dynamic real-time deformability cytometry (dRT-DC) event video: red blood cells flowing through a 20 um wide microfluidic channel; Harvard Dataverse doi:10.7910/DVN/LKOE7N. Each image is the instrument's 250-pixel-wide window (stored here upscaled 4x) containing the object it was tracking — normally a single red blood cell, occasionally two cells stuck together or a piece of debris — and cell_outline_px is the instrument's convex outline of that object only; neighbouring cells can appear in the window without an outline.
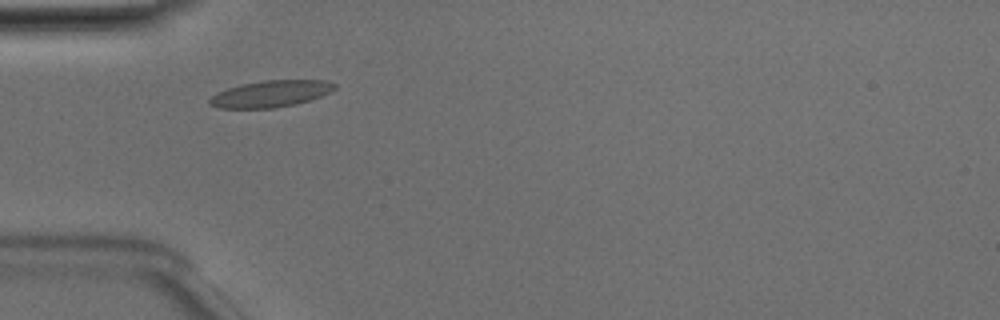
{"species": "Egyptian fruit bat (a non-hibernating species)", "species_latin": "Rousettus aegyptiacus", "temperature_condition": "room temperature", "stored_images_in_passage": 42, "camera_frame_rate_fps": 3000, "um_per_image_px": 0.085, "animal": {"sex": "male"}, "frame": {"image": 1, "passage_image": 7, "time_ms": 2.0, "image_size_px": [1000, 320], "cell_outline_px": [[336, 88], [332, 92], [296, 104], [272, 108], [220, 108], [208, 104], [208, 100], [216, 92], [240, 84], [264, 80], [328, 80], [336, 84]], "centroid_in_image_um": [23.01, 7.96], "position_along_channel_um": 62.0, "area_um2": 19.48}}
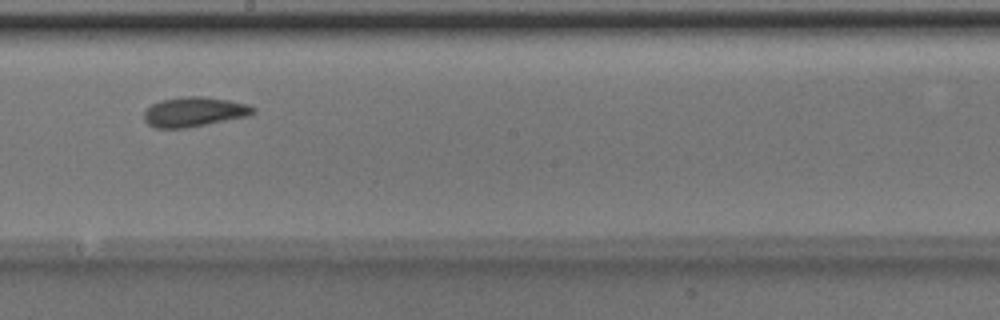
{"frame": {"image": 2, "passage_image": 20, "time_ms": 6.333, "image_size_px": [1000, 320], "cell_outline_px": [[256, 112], [248, 116], [184, 128], [156, 128], [148, 124], [144, 120], [144, 112], [152, 104], [160, 100], [184, 96], [200, 96], [228, 100], [248, 104], [256, 108]], "centroid_in_image_um": [16.5, 9.5], "position_along_channel_um": 231.7, "area_um2": 18.79}}
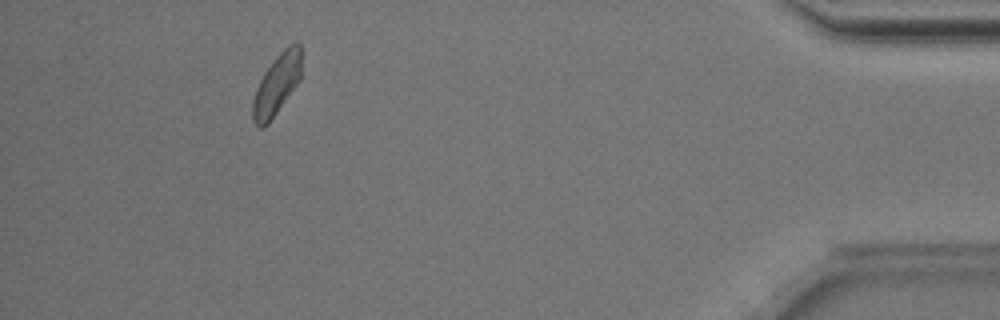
{"frame": {"image": 3, "passage_image": 38, "time_ms": 12.333, "image_size_px": [1000, 320], "cell_outline_px": [[304, 52], [300, 80], [268, 124], [260, 128], [252, 120], [252, 100], [256, 88], [264, 72], [276, 56], [288, 44], [300, 44]], "centroid_in_image_um": [23.56, 7.14], "position_along_channel_um": 411.6, "area_um2": 17.51}, "authors_computed_cell_mechanics": {"area_um2": 18.207, "velocity_mm_per_s": 3.966, "shape_relaxation_time_tau1_ms": 3.9409, "shape_relaxation_time_tau2_ms": 1.513, "deformation_change_tau1": 0.1042, "deformation_change_tau2": 0.0759}}